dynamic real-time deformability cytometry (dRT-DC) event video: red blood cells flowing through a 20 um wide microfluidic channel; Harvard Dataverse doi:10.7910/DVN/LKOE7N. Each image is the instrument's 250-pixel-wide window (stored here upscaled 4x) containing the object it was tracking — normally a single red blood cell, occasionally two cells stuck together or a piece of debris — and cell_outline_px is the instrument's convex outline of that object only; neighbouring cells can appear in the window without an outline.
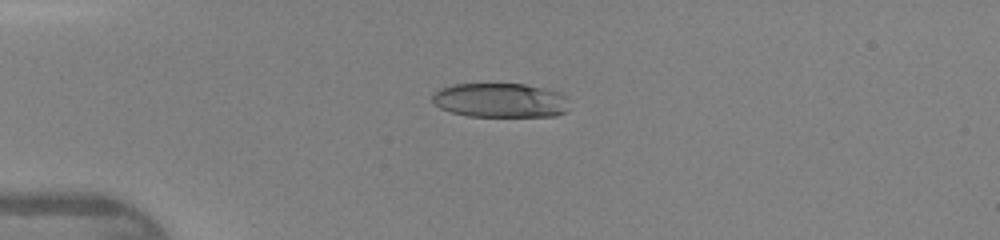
{"species": "human", "species_latin": "Homo sapiens", "temperature_condition": "warm", "stored_images_in_passage": 45, "camera_frame_rate_fps": 3000, "um_per_image_px": 0.085, "donor": {"sex": "female"}, "frame": {"image": 1, "passage_image": 12, "time_ms": 3.667, "image_size_px": [1000, 240], "cell_outline_px": [[568, 112], [556, 116], [468, 116], [452, 112], [440, 108], [432, 100], [432, 96], [440, 88], [452, 84], [524, 84], [544, 88], [560, 92], [568, 96]], "centroid_in_image_um": [42.58, 8.52], "position_along_channel_um": 42.4, "area_um2": 27.63}}
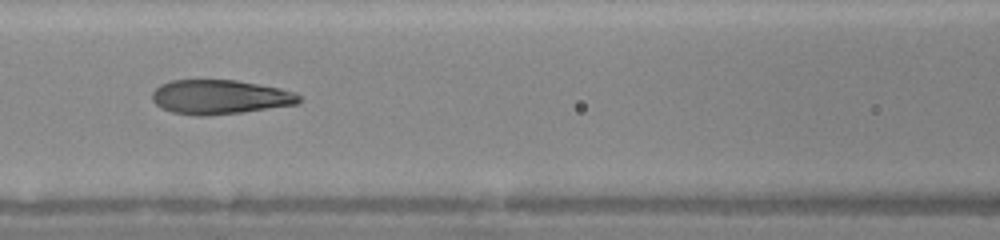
{"frame": {"image": 2, "passage_image": 21, "time_ms": 6.667, "image_size_px": [1000, 240], "cell_outline_px": [[300, 100], [296, 104], [244, 112], [208, 116], [196, 116], [172, 112], [160, 108], [152, 100], [152, 92], [160, 84], [172, 80], [236, 80], [280, 88], [296, 92], [300, 96]], "centroid_in_image_um": [18.67, 8.25], "position_along_channel_um": 147.9, "area_um2": 29.54}}
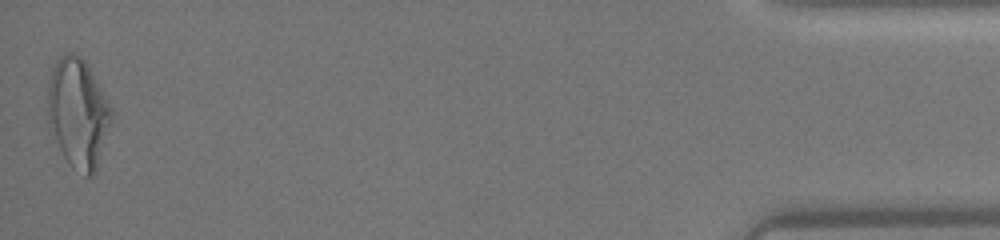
{"frame": {"image": 3, "passage_image": 45, "time_ms": 14.667, "image_size_px": [1000, 240], "cell_outline_px": [[112, 120], [96, 172], [92, 176], [88, 176], [72, 168], [68, 164], [48, 128], [48, 80], [52, 68], [56, 60], [60, 56], [68, 52], [80, 56], [88, 64], [112, 108]], "centroid_in_image_um": [6.62, 9.62], "position_along_channel_um": 428.6, "area_um2": 40.92}}